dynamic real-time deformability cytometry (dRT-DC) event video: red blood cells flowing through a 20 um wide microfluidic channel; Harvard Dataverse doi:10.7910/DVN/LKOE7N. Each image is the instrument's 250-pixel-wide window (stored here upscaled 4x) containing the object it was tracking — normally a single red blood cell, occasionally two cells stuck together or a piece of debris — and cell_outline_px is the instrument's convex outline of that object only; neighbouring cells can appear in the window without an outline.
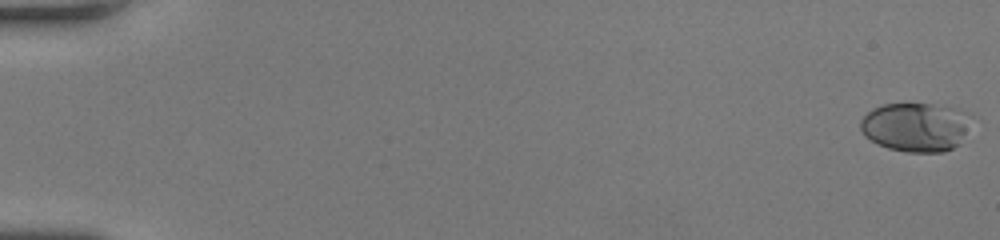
{"species": "human", "species_latin": "Homo sapiens", "temperature_condition": "room temperature", "stored_images_in_passage": 51, "camera_frame_rate_fps": 3000, "um_per_image_px": 0.085, "donor": {"sex": "female"}, "frame": {"image": 1, "passage_image": 1, "time_ms": 0.0, "image_size_px": [1000, 240], "cell_outline_px": [[972, 116], [960, 144], [944, 152], [908, 152], [888, 148], [864, 136], [860, 128], [860, 120], [872, 108], [884, 104], [932, 104], [960, 108], [968, 112]], "centroid_in_image_um": [77.86, 10.78], "position_along_channel_um": 7.1, "area_um2": 31.79}}
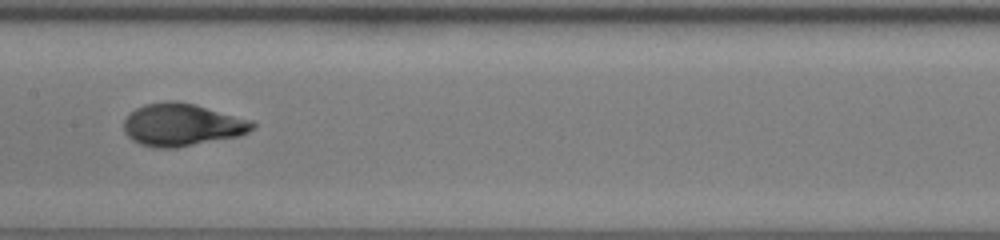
{"frame": {"image": 2, "passage_image": 28, "time_ms": 9.0, "image_size_px": [1000, 240], "cell_outline_px": [[256, 128], [240, 136], [176, 148], [152, 148], [140, 144], [132, 140], [124, 132], [124, 120], [136, 108], [144, 104], [168, 100], [176, 100], [192, 104], [252, 120], [256, 124]], "centroid_in_image_um": [15.47, 10.62], "position_along_channel_um": 191.9, "area_um2": 31.96}}
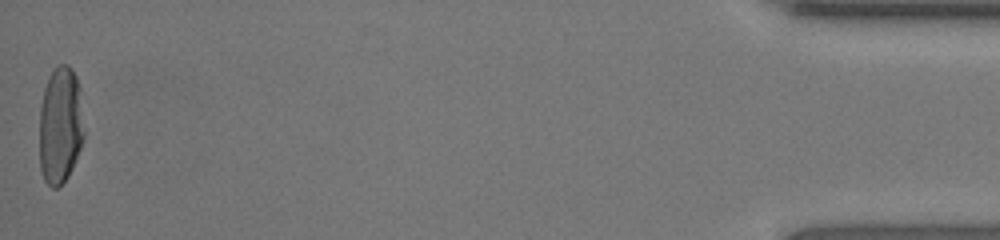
{"frame": {"image": 3, "passage_image": 51, "time_ms": 16.667, "image_size_px": [1000, 240], "cell_outline_px": [[84, 136], [80, 148], [72, 168], [68, 176], [56, 188], [52, 188], [44, 180], [40, 168], [40, 104], [44, 88], [48, 76], [60, 64], [68, 64], [72, 68], [76, 76], [80, 88], [84, 132]], "centroid_in_image_um": [5.13, 10.63], "position_along_channel_um": 430.1, "area_um2": 30.63}, "authors_computed_cell_mechanics": {"area_um2": 30.634, "velocity_mm_per_s": 4.2752, "shape_relaxation_time_tau1_ms": 4.9327, "shape_relaxation_time_tau2_ms": null, "deformation_change_tau1": 0.2232, "deformation_change_tau2": null}}